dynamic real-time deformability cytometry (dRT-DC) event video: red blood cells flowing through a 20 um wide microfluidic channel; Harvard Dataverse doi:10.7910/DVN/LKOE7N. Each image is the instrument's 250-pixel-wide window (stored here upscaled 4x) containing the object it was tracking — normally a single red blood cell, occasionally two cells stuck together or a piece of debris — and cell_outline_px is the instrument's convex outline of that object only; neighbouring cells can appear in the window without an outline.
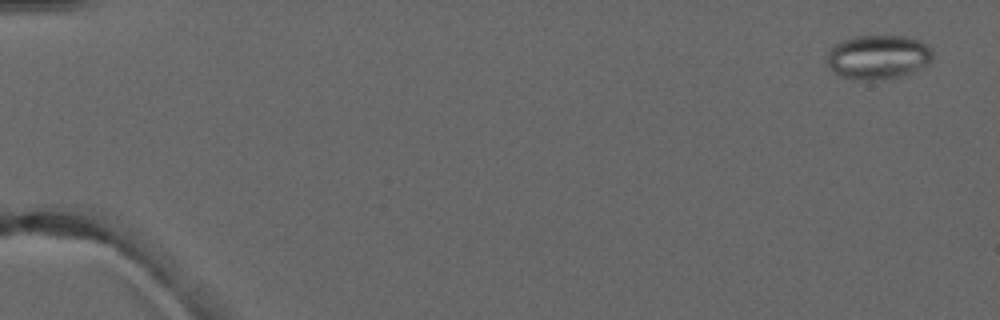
{"species": "common noctule bat (a hibernating species)", "species_latin": "Nyctalus noctula", "temperature_condition": "warm", "stored_images_in_passage": 6, "segment_of_instrument_passage": [2, 2], "camera_frame_rate_fps": 3000, "um_per_image_px": 0.085, "animal": {"sex": "male", "forearm_length_mm": 52.5}, "frame": {"image": 1, "passage_image": 6, "time_ms": 6.0, "image_size_px": [1000, 320], "cell_outline_px": [[932, 60], [928, 64], [900, 76], [872, 80], [864, 80], [840, 76], [832, 72], [828, 64], [828, 52], [840, 40], [856, 36], [908, 36], [920, 40], [928, 44], [932, 48]], "centroid_in_image_um": [74.65, 4.83], "position_along_channel_um": 10.4, "area_um2": 27.17}}